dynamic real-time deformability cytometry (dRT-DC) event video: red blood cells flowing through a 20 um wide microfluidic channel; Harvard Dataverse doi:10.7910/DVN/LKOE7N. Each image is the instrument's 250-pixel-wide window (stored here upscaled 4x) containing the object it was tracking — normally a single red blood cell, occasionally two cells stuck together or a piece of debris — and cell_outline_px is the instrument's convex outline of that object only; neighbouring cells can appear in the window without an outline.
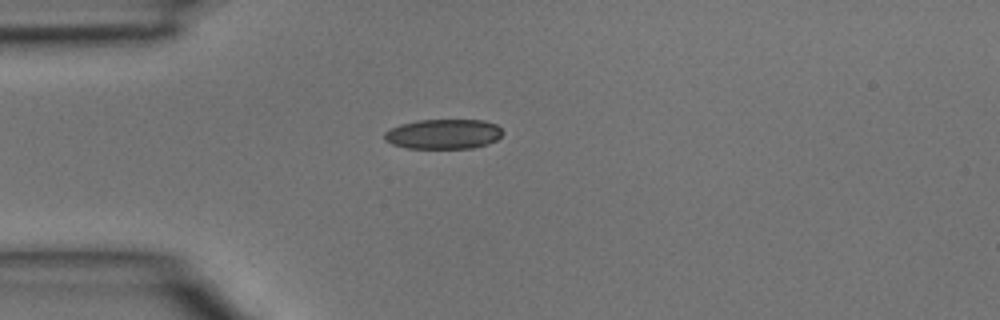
{"species": "common noctule bat (a hibernating species)", "species_latin": "Nyctalus noctula", "temperature_condition": "room temperature", "stored_images_in_passage": 2, "camera_frame_rate_fps": 3000, "um_per_image_px": 0.085, "animal": {"sex": "male", "body_mass_g": 15.6}, "frame": {"image": 1, "passage_image": 2, "time_ms": 0.333, "image_size_px": [1000, 320], "cell_outline_px": [[504, 132], [496, 140], [488, 144], [472, 148], [408, 148], [392, 144], [384, 140], [384, 132], [400, 124], [416, 120], [484, 120], [496, 124]], "centroid_in_image_um": [37.7, 11.39], "position_along_channel_um": 47.3, "area_um2": 20.63}}